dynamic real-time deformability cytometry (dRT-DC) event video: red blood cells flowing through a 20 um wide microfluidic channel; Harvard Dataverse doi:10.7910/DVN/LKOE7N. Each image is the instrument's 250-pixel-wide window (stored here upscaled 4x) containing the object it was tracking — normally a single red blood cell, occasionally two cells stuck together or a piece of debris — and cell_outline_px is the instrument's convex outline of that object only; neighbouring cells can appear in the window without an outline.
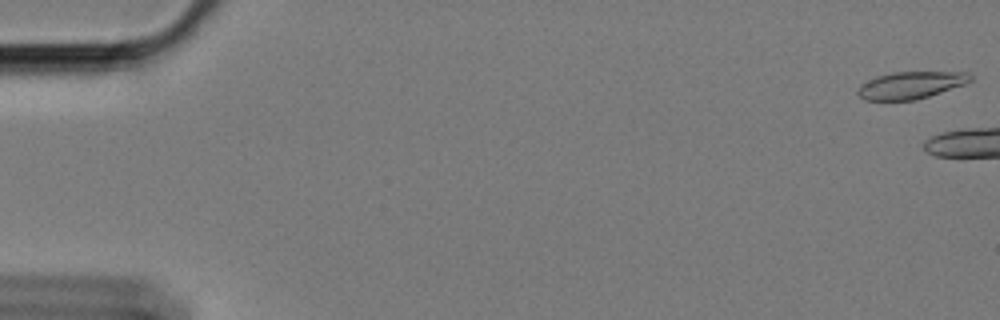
{"species": "Egyptian fruit bat (a non-hibernating species)", "species_latin": "Rousettus aegyptiacus", "temperature_condition": "cold", "stored_images_in_passage": 11, "camera_frame_rate_fps": 3000, "um_per_image_px": 0.085, "animal": {"sex": "female"}, "frame": {"image": 1, "passage_image": 1, "time_ms": 0.0, "image_size_px": [1000, 320], "cell_outline_px": [[972, 80], [964, 84], [916, 100], [868, 100], [860, 96], [856, 92], [860, 84], [876, 76], [892, 72], [968, 72], [972, 76]], "centroid_in_image_um": [77.4, 7.23], "position_along_channel_um": 7.6, "area_um2": 17.69}}